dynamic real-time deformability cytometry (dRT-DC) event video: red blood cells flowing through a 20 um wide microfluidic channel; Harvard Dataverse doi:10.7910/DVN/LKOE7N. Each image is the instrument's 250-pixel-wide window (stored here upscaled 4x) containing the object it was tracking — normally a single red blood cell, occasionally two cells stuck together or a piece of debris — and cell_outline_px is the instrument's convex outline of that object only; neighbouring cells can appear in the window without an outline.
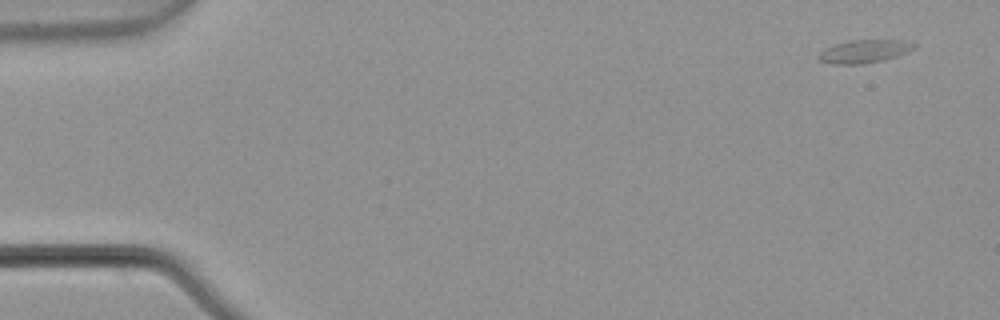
{"species": "common noctule bat (a hibernating species)", "species_latin": "Nyctalus noctula", "temperature_condition": "warm", "stored_images_in_passage": 4, "camera_frame_rate_fps": 3000, "um_per_image_px": 0.085, "animal": {"sex": "male", "body_mass_g": 21.5, "forearm_length_mm": 52.0}, "frame": {"image": 1, "passage_image": 1, "time_ms": 0.0, "image_size_px": [1000, 320], "cell_outline_px": [[916, 48], [908, 52], [896, 56], [880, 60], [860, 64], [832, 64], [820, 60], [816, 56], [824, 48], [836, 44], [852, 40], [904, 40], [916, 44]], "centroid_in_image_um": [73.46, 4.36], "position_along_channel_um": 11.5, "area_um2": 12.72}}